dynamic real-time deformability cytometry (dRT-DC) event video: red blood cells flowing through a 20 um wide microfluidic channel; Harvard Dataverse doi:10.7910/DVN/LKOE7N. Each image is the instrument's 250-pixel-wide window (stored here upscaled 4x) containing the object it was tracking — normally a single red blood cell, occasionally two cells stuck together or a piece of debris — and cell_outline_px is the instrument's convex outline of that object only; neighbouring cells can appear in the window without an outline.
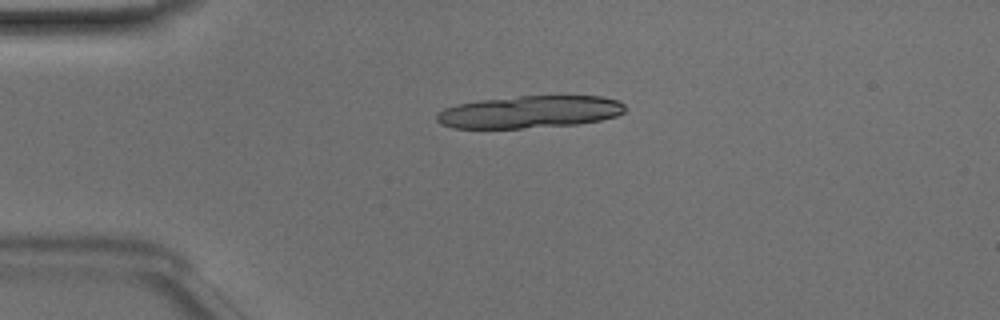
{"species": "Egyptian fruit bat (a non-hibernating species)", "species_latin": "Rousettus aegyptiacus", "temperature_condition": "room temperature", "stored_images_in_passage": 18, "camera_frame_rate_fps": 3000, "um_per_image_px": 0.085, "animal": {"sex": "male"}, "frame": {"image": 1, "passage_image": 1, "time_ms": 0.0, "image_size_px": [1000, 320], "cell_outline_px": [[624, 112], [616, 116], [600, 120], [576, 124], [520, 128], [452, 128], [440, 124], [436, 120], [436, 112], [444, 108], [456, 104], [480, 100], [520, 96], [600, 96], [620, 100], [624, 104]], "centroid_in_image_um": [44.99, 9.51], "position_along_channel_um": 40.0, "area_um2": 35.55}}